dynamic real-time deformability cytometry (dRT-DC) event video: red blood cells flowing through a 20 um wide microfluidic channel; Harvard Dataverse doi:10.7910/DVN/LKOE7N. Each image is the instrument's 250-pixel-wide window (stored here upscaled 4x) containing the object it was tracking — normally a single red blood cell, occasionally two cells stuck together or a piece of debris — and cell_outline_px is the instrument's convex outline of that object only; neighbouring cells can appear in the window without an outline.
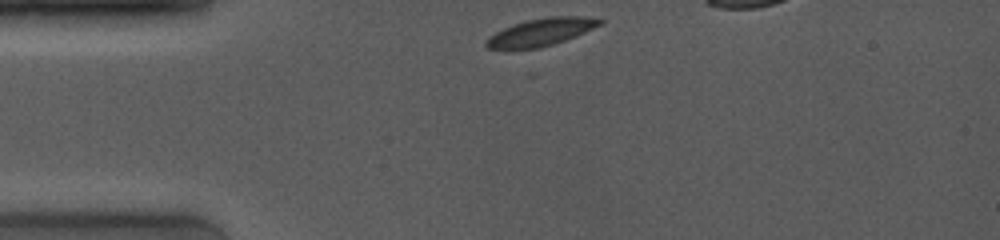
{"species": "common noctule bat (a hibernating species)", "species_latin": "Nyctalus noctula", "temperature_condition": "room temperature", "stored_images_in_passage": 45, "camera_frame_rate_fps": 4000, "um_per_image_px": 0.085, "animal": {"sex": "female", "body_mass_g": 19.0, "forearm_length_mm": 53.3}, "frame": {"image": 1, "passage_image": 1, "time_ms": 0.0, "image_size_px": [1000, 240], "cell_outline_px": [[604, 24], [564, 40], [540, 48], [488, 48], [484, 44], [484, 40], [488, 36], [512, 24], [524, 20], [544, 16], [600, 16], [604, 20]], "centroid_in_image_um": [46.04, 2.68], "position_along_channel_um": 39.0, "area_um2": 18.44}}
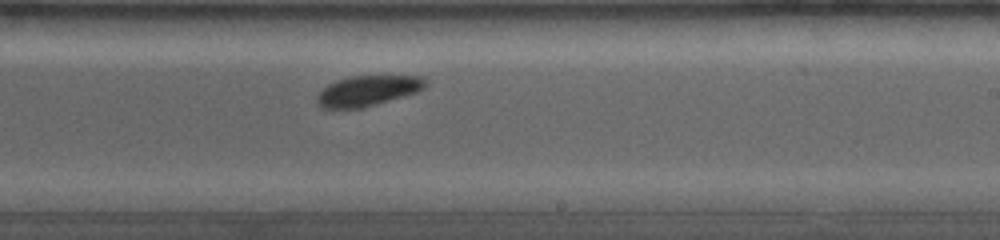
{"frame": {"image": 2, "passage_image": 26, "time_ms": 6.25, "image_size_px": [1000, 240], "cell_outline_px": [[428, 84], [424, 88], [416, 92], [364, 108], [320, 108], [316, 104], [316, 96], [328, 84], [336, 80], [352, 76], [424, 76]], "centroid_in_image_um": [31.24, 7.72], "position_along_channel_um": 257.8, "area_um2": 19.25}}
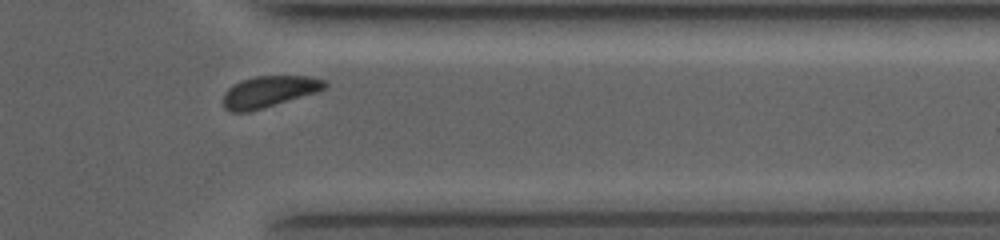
{"frame": {"image": 3, "passage_image": 39, "time_ms": 9.5, "image_size_px": [1000, 240], "cell_outline_px": [[328, 84], [324, 88], [316, 92], [252, 112], [232, 112], [224, 108], [224, 92], [228, 88], [240, 80], [256, 76], [308, 76], [324, 80]], "centroid_in_image_um": [22.84, 7.79], "position_along_channel_um": 388.6, "area_um2": 18.55}}